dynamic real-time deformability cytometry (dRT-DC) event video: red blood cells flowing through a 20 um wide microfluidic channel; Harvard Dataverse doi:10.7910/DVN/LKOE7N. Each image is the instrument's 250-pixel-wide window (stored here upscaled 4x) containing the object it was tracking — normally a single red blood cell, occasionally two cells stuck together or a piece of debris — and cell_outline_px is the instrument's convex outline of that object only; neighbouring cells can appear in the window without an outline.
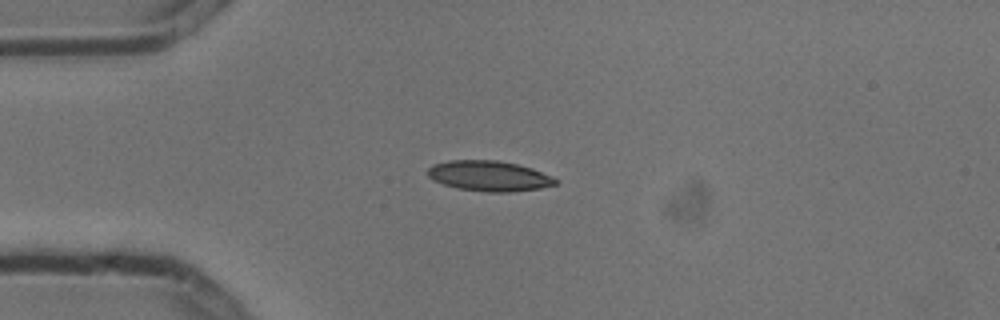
{"species": "common noctule bat (a hibernating species)", "species_latin": "Nyctalus noctula", "temperature_condition": "cold", "stored_images_in_passage": 3, "camera_frame_rate_fps": 3000, "um_per_image_px": 0.085, "animal": {"sex": "male", "body_mass_g": 13.3}, "frame": {"image": 1, "passage_image": 1, "time_ms": 0.0, "image_size_px": [1000, 320], "cell_outline_px": [[556, 184], [540, 188], [508, 192], [488, 192], [456, 188], [432, 180], [428, 176], [428, 168], [432, 164], [448, 160], [496, 160], [516, 164], [532, 168], [552, 176], [556, 180]], "centroid_in_image_um": [41.53, 14.95], "position_along_channel_um": 43.5, "area_um2": 22.54}}
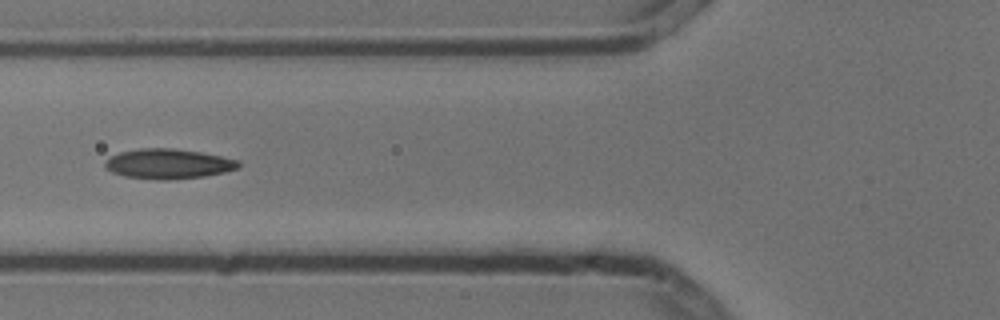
{"frame": {"image": 2, "passage_image": 3, "time_ms": 0.667, "image_size_px": [1000, 320], "cell_outline_px": [[240, 168], [224, 172], [204, 176], [168, 180], [160, 180], [124, 176], [112, 172], [104, 168], [104, 160], [120, 152], [140, 148], [172, 148], [200, 152], [240, 160]], "centroid_in_image_um": [14.29, 13.92], "position_along_channel_um": 111.5, "area_um2": 23.35}}